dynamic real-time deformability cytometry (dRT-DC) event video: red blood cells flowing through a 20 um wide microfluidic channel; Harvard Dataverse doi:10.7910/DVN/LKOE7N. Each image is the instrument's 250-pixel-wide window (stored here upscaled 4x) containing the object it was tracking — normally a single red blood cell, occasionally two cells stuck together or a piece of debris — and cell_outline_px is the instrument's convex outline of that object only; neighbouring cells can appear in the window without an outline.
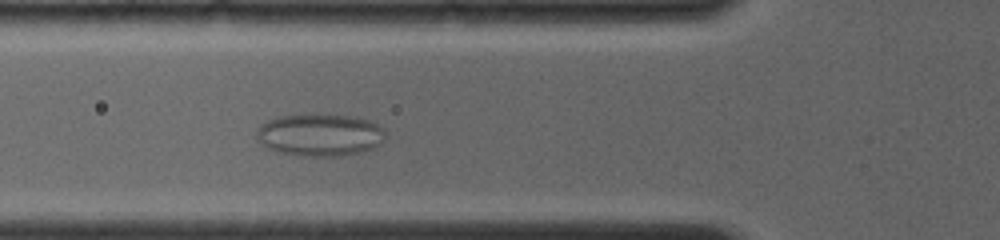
{"species": "common noctule bat (a hibernating species)", "species_latin": "Nyctalus noctula", "temperature_condition": "room temperature", "stored_images_in_passage": 13, "camera_frame_rate_fps": 4000, "um_per_image_px": 0.085, "animal": {"sex": "female", "body_mass_g": 19.0, "forearm_length_mm": 56.7}, "frame": {"image": 1, "passage_image": 13, "time_ms": 4.25, "image_size_px": [1000, 240], "cell_outline_px": [[384, 136], [380, 144], [372, 148], [360, 152], [336, 156], [300, 156], [280, 152], [268, 148], [260, 144], [256, 136], [256, 132], [260, 124], [268, 120], [280, 116], [356, 116], [368, 120], [384, 128]], "centroid_in_image_um": [27.17, 11.49], "position_along_channel_um": 98.6, "area_um2": 31.27}}